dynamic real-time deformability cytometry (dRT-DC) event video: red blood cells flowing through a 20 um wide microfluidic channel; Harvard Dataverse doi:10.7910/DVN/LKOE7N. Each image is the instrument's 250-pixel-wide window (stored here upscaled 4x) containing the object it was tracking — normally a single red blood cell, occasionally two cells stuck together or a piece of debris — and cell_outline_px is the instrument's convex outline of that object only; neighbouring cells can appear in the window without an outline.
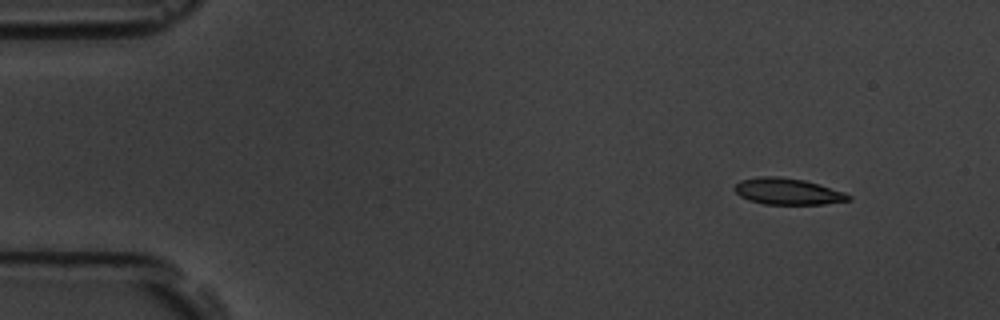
{"species": "common noctule bat (a hibernating species)", "species_latin": "Nyctalus noctula", "temperature_condition": "room temperature", "stored_images_in_passage": 4, "camera_frame_rate_fps": 3000, "um_per_image_px": 0.085, "animal": {"sex": "male", "body_mass_g": 19.5, "forearm_length_mm": 54.6}, "frame": {"image": 1, "passage_image": 1, "time_ms": 0.0, "image_size_px": [1000, 320], "cell_outline_px": [[852, 200], [824, 204], [764, 204], [748, 200], [740, 196], [732, 188], [740, 180], [760, 176], [776, 176], [804, 180], [820, 184], [844, 192], [852, 196]], "centroid_in_image_um": [66.95, 16.27], "position_along_channel_um": 18.0, "area_um2": 17.63}}
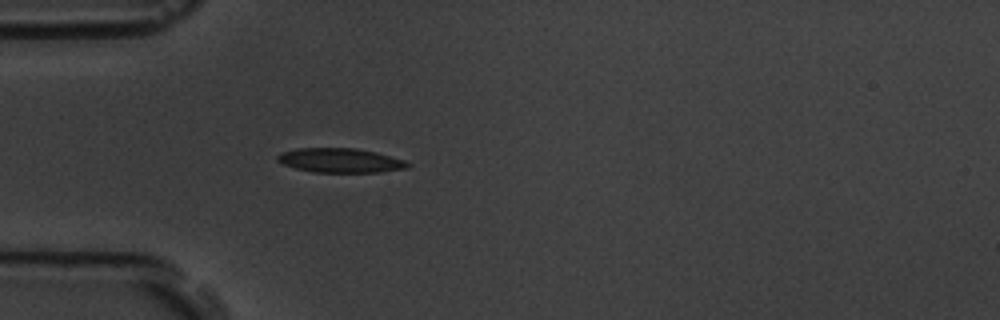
{"frame": {"image": 2, "passage_image": 4, "time_ms": 3.667, "image_size_px": [1000, 320], "cell_outline_px": [[412, 164], [408, 168], [380, 172], [312, 172], [296, 168], [284, 164], [276, 160], [276, 156], [280, 152], [296, 148], [356, 148], [376, 152], [404, 160]], "centroid_in_image_um": [28.92, 13.63], "position_along_channel_um": 56.1, "area_um2": 18.55}}